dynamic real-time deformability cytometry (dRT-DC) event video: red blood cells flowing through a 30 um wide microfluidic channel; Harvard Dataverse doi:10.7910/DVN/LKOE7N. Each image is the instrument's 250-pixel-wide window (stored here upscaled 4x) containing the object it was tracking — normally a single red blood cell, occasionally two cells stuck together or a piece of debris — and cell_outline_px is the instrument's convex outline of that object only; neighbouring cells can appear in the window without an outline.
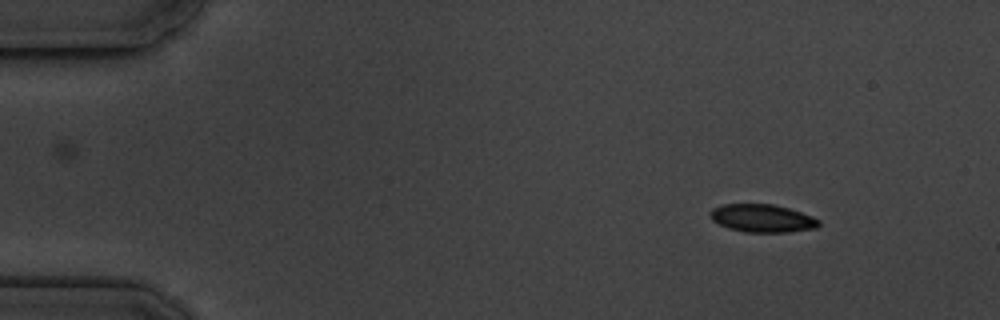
{"species": "common noctule bat (a hibernating species)", "species_latin": "Nyctalus noctula", "temperature_condition": "cold", "stored_images_in_passage": 4, "camera_frame_rate_fps": 3000, "um_per_image_px": 0.085, "animal": {"sex": "male", "body_mass_g": 19.5, "forearm_length_mm": 54.6}, "frame": {"image": 1, "passage_image": 1, "time_ms": 0.0, "image_size_px": [1000, 320], "cell_outline_px": [[820, 224], [816, 228], [788, 232], [744, 232], [728, 228], [712, 220], [708, 212], [712, 208], [724, 204], [772, 204], [788, 208], [812, 216], [820, 220]], "centroid_in_image_um": [64.78, 18.55], "position_along_channel_um": 20.2, "area_um2": 17.69}}
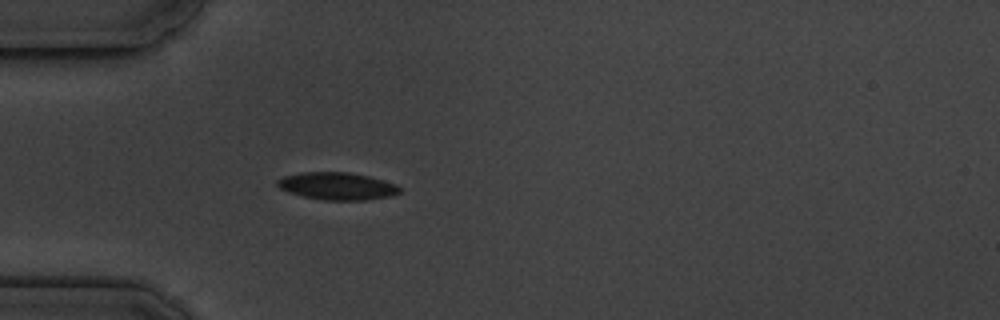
{"frame": {"image": 2, "passage_image": 4, "time_ms": 3.333, "image_size_px": [1000, 320], "cell_outline_px": [[400, 192], [392, 196], [368, 200], [324, 200], [304, 196], [288, 192], [280, 188], [276, 184], [276, 180], [284, 176], [304, 172], [348, 172], [368, 176], [396, 184], [400, 188]], "centroid_in_image_um": [28.66, 15.82], "position_along_channel_um": 56.3, "area_um2": 19.48}}